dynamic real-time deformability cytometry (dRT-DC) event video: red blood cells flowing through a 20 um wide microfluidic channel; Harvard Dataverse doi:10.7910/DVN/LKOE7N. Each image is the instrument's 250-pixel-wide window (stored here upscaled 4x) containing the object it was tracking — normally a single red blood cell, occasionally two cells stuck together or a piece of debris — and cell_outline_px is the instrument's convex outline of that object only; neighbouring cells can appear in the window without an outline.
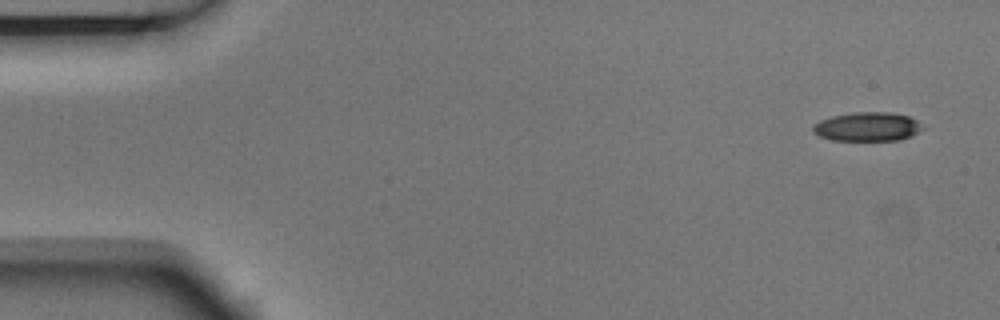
{"species": "Egyptian fruit bat (a non-hibernating species)", "species_latin": "Rousettus aegyptiacus", "temperature_condition": "room temperature", "stored_images_in_passage": 6, "camera_frame_rate_fps": 3000, "um_per_image_px": 0.085, "animal": {"sex": "male"}, "frame": {"image": 1, "passage_image": 1, "time_ms": 0.0, "image_size_px": [1000, 320], "cell_outline_px": [[928, 128], [912, 136], [900, 140], [832, 140], [816, 136], [812, 132], [812, 128], [820, 120], [832, 116], [852, 112], [892, 112], [908, 116], [916, 120]], "centroid_in_image_um": [73.77, 10.77], "position_along_channel_um": 11.2, "area_um2": 18.84}}
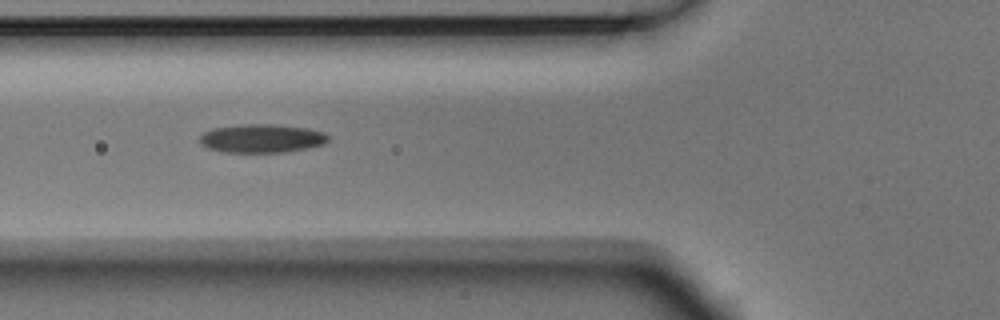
{"frame": {"image": 2, "passage_image": 5, "time_ms": 1.333, "image_size_px": [1000, 320], "cell_outline_px": [[328, 140], [324, 144], [284, 152], [224, 152], [208, 148], [200, 144], [200, 136], [204, 132], [212, 128], [240, 124], [276, 124], [308, 128], [324, 132], [328, 136]], "centroid_in_image_um": [22.22, 11.75], "position_along_channel_um": 103.6, "area_um2": 21.39}}
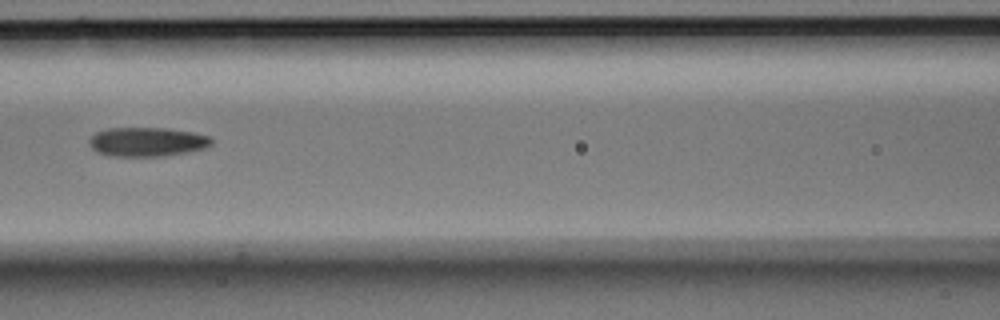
{"frame": {"image": 3, "passage_image": 6, "time_ms": 1.667, "image_size_px": [1000, 320], "cell_outline_px": [[212, 144], [204, 148], [164, 156], [108, 156], [96, 152], [88, 144], [88, 140], [96, 132], [108, 128], [168, 128], [192, 132], [208, 136], [212, 140]], "centroid_in_image_um": [12.45, 12.05], "position_along_channel_um": 154.2, "area_um2": 20.75}}